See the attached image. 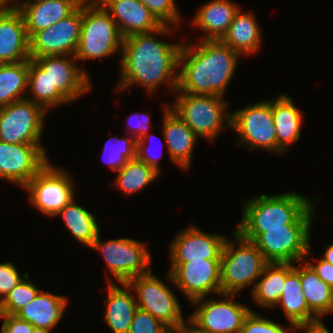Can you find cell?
Listing matches in <instances>:
<instances>
[{"instance_id":"obj_1","label":"cell","mask_w":333,"mask_h":333,"mask_svg":"<svg viewBox=\"0 0 333 333\" xmlns=\"http://www.w3.org/2000/svg\"><path fill=\"white\" fill-rule=\"evenodd\" d=\"M170 27V25H163L155 32L134 34L123 39L120 55L122 56L121 76L117 90L129 89L137 84L142 85L149 94H152L164 82L170 84L171 91L177 90L178 70L176 69L179 68L183 42L167 43L153 35L170 33L172 31Z\"/></svg>"},{"instance_id":"obj_2","label":"cell","mask_w":333,"mask_h":333,"mask_svg":"<svg viewBox=\"0 0 333 333\" xmlns=\"http://www.w3.org/2000/svg\"><path fill=\"white\" fill-rule=\"evenodd\" d=\"M199 42L183 43L176 92L223 97L240 54L221 40Z\"/></svg>"},{"instance_id":"obj_3","label":"cell","mask_w":333,"mask_h":333,"mask_svg":"<svg viewBox=\"0 0 333 333\" xmlns=\"http://www.w3.org/2000/svg\"><path fill=\"white\" fill-rule=\"evenodd\" d=\"M312 201L314 198L309 200L294 191L243 201V217L235 232L253 242L266 229L311 228L315 211Z\"/></svg>"},{"instance_id":"obj_4","label":"cell","mask_w":333,"mask_h":333,"mask_svg":"<svg viewBox=\"0 0 333 333\" xmlns=\"http://www.w3.org/2000/svg\"><path fill=\"white\" fill-rule=\"evenodd\" d=\"M123 39L116 22L97 0L82 2L81 34L75 54L78 61L101 59L117 50L121 55Z\"/></svg>"},{"instance_id":"obj_5","label":"cell","mask_w":333,"mask_h":333,"mask_svg":"<svg viewBox=\"0 0 333 333\" xmlns=\"http://www.w3.org/2000/svg\"><path fill=\"white\" fill-rule=\"evenodd\" d=\"M237 247L226 238L221 252V292L237 294L254 284L268 264L256 245L233 232Z\"/></svg>"},{"instance_id":"obj_6","label":"cell","mask_w":333,"mask_h":333,"mask_svg":"<svg viewBox=\"0 0 333 333\" xmlns=\"http://www.w3.org/2000/svg\"><path fill=\"white\" fill-rule=\"evenodd\" d=\"M173 110L198 137L213 141L224 128L231 127V113L222 96L176 92ZM179 93V94H178Z\"/></svg>"},{"instance_id":"obj_7","label":"cell","mask_w":333,"mask_h":333,"mask_svg":"<svg viewBox=\"0 0 333 333\" xmlns=\"http://www.w3.org/2000/svg\"><path fill=\"white\" fill-rule=\"evenodd\" d=\"M220 295L225 299L218 301L199 298L191 302L197 306L187 323L194 333H241L245 317L251 309L237 303L233 299L236 294Z\"/></svg>"},{"instance_id":"obj_8","label":"cell","mask_w":333,"mask_h":333,"mask_svg":"<svg viewBox=\"0 0 333 333\" xmlns=\"http://www.w3.org/2000/svg\"><path fill=\"white\" fill-rule=\"evenodd\" d=\"M128 284L137 293L135 295L139 309L159 319L170 330L188 327L178 299L161 279L151 273V270L132 278Z\"/></svg>"},{"instance_id":"obj_9","label":"cell","mask_w":333,"mask_h":333,"mask_svg":"<svg viewBox=\"0 0 333 333\" xmlns=\"http://www.w3.org/2000/svg\"><path fill=\"white\" fill-rule=\"evenodd\" d=\"M66 172L48 162L23 187L29 191V202L43 215L54 217L75 199L73 179Z\"/></svg>"},{"instance_id":"obj_10","label":"cell","mask_w":333,"mask_h":333,"mask_svg":"<svg viewBox=\"0 0 333 333\" xmlns=\"http://www.w3.org/2000/svg\"><path fill=\"white\" fill-rule=\"evenodd\" d=\"M89 248L103 254L108 270L120 284L128 283L132 278L151 270L150 253L145 244L135 239L122 237L102 241L98 234Z\"/></svg>"},{"instance_id":"obj_11","label":"cell","mask_w":333,"mask_h":333,"mask_svg":"<svg viewBox=\"0 0 333 333\" xmlns=\"http://www.w3.org/2000/svg\"><path fill=\"white\" fill-rule=\"evenodd\" d=\"M231 129L240 136L238 144L248 149L277 153V135L272 115V99L247 105L231 113Z\"/></svg>"},{"instance_id":"obj_12","label":"cell","mask_w":333,"mask_h":333,"mask_svg":"<svg viewBox=\"0 0 333 333\" xmlns=\"http://www.w3.org/2000/svg\"><path fill=\"white\" fill-rule=\"evenodd\" d=\"M47 111L28 99L0 108V141L12 144H41Z\"/></svg>"},{"instance_id":"obj_13","label":"cell","mask_w":333,"mask_h":333,"mask_svg":"<svg viewBox=\"0 0 333 333\" xmlns=\"http://www.w3.org/2000/svg\"><path fill=\"white\" fill-rule=\"evenodd\" d=\"M167 272L168 280L193 302L205 298L210 293L221 292V259L192 260L190 262H171Z\"/></svg>"},{"instance_id":"obj_14","label":"cell","mask_w":333,"mask_h":333,"mask_svg":"<svg viewBox=\"0 0 333 333\" xmlns=\"http://www.w3.org/2000/svg\"><path fill=\"white\" fill-rule=\"evenodd\" d=\"M82 26V3L68 17L29 37L30 58L73 55L78 49Z\"/></svg>"},{"instance_id":"obj_15","label":"cell","mask_w":333,"mask_h":333,"mask_svg":"<svg viewBox=\"0 0 333 333\" xmlns=\"http://www.w3.org/2000/svg\"><path fill=\"white\" fill-rule=\"evenodd\" d=\"M311 228L266 229L253 243L268 263H296L310 251Z\"/></svg>"},{"instance_id":"obj_16","label":"cell","mask_w":333,"mask_h":333,"mask_svg":"<svg viewBox=\"0 0 333 333\" xmlns=\"http://www.w3.org/2000/svg\"><path fill=\"white\" fill-rule=\"evenodd\" d=\"M48 163L40 144L0 141V178L24 187Z\"/></svg>"},{"instance_id":"obj_17","label":"cell","mask_w":333,"mask_h":333,"mask_svg":"<svg viewBox=\"0 0 333 333\" xmlns=\"http://www.w3.org/2000/svg\"><path fill=\"white\" fill-rule=\"evenodd\" d=\"M68 56H42L33 60L47 73L51 84L72 102L86 94L91 89V83L89 75L76 65L75 56Z\"/></svg>"},{"instance_id":"obj_18","label":"cell","mask_w":333,"mask_h":333,"mask_svg":"<svg viewBox=\"0 0 333 333\" xmlns=\"http://www.w3.org/2000/svg\"><path fill=\"white\" fill-rule=\"evenodd\" d=\"M226 236L204 233L196 226L181 231L169 244L170 262L221 259Z\"/></svg>"},{"instance_id":"obj_19","label":"cell","mask_w":333,"mask_h":333,"mask_svg":"<svg viewBox=\"0 0 333 333\" xmlns=\"http://www.w3.org/2000/svg\"><path fill=\"white\" fill-rule=\"evenodd\" d=\"M116 22L126 38L134 34L151 33L163 24L140 0H97Z\"/></svg>"},{"instance_id":"obj_20","label":"cell","mask_w":333,"mask_h":333,"mask_svg":"<svg viewBox=\"0 0 333 333\" xmlns=\"http://www.w3.org/2000/svg\"><path fill=\"white\" fill-rule=\"evenodd\" d=\"M162 127L164 140L171 161L180 168L188 170L198 136L170 109L169 105L164 106Z\"/></svg>"},{"instance_id":"obj_21","label":"cell","mask_w":333,"mask_h":333,"mask_svg":"<svg viewBox=\"0 0 333 333\" xmlns=\"http://www.w3.org/2000/svg\"><path fill=\"white\" fill-rule=\"evenodd\" d=\"M30 59L29 36L19 10L0 14V64Z\"/></svg>"},{"instance_id":"obj_22","label":"cell","mask_w":333,"mask_h":333,"mask_svg":"<svg viewBox=\"0 0 333 333\" xmlns=\"http://www.w3.org/2000/svg\"><path fill=\"white\" fill-rule=\"evenodd\" d=\"M107 299L104 320L113 333H129L135 311L138 309L136 296L128 283H121L120 288L107 280Z\"/></svg>"},{"instance_id":"obj_23","label":"cell","mask_w":333,"mask_h":333,"mask_svg":"<svg viewBox=\"0 0 333 333\" xmlns=\"http://www.w3.org/2000/svg\"><path fill=\"white\" fill-rule=\"evenodd\" d=\"M280 305L285 317L293 328L316 325L322 322L310 309L302 293L300 282V267L287 275L283 293L276 306Z\"/></svg>"},{"instance_id":"obj_24","label":"cell","mask_w":333,"mask_h":333,"mask_svg":"<svg viewBox=\"0 0 333 333\" xmlns=\"http://www.w3.org/2000/svg\"><path fill=\"white\" fill-rule=\"evenodd\" d=\"M84 0H48L33 2L19 11L25 21L28 36L44 30L72 14Z\"/></svg>"},{"instance_id":"obj_25","label":"cell","mask_w":333,"mask_h":333,"mask_svg":"<svg viewBox=\"0 0 333 333\" xmlns=\"http://www.w3.org/2000/svg\"><path fill=\"white\" fill-rule=\"evenodd\" d=\"M239 9L232 0H211L197 10L192 24L204 31L202 40H221Z\"/></svg>"},{"instance_id":"obj_26","label":"cell","mask_w":333,"mask_h":333,"mask_svg":"<svg viewBox=\"0 0 333 333\" xmlns=\"http://www.w3.org/2000/svg\"><path fill=\"white\" fill-rule=\"evenodd\" d=\"M68 300L64 296L40 291L28 304L15 315L34 327L51 330L62 320Z\"/></svg>"},{"instance_id":"obj_27","label":"cell","mask_w":333,"mask_h":333,"mask_svg":"<svg viewBox=\"0 0 333 333\" xmlns=\"http://www.w3.org/2000/svg\"><path fill=\"white\" fill-rule=\"evenodd\" d=\"M272 115L277 135V153L281 155L288 151L287 146L299 140L303 116L292 98L286 94L272 99Z\"/></svg>"},{"instance_id":"obj_28","label":"cell","mask_w":333,"mask_h":333,"mask_svg":"<svg viewBox=\"0 0 333 333\" xmlns=\"http://www.w3.org/2000/svg\"><path fill=\"white\" fill-rule=\"evenodd\" d=\"M261 37V30L254 14L244 13L240 8L221 41L245 56L258 51Z\"/></svg>"},{"instance_id":"obj_29","label":"cell","mask_w":333,"mask_h":333,"mask_svg":"<svg viewBox=\"0 0 333 333\" xmlns=\"http://www.w3.org/2000/svg\"><path fill=\"white\" fill-rule=\"evenodd\" d=\"M293 269V263H268L260 276L262 279L251 292L253 301L262 308H274L283 293L286 277Z\"/></svg>"},{"instance_id":"obj_30","label":"cell","mask_w":333,"mask_h":333,"mask_svg":"<svg viewBox=\"0 0 333 333\" xmlns=\"http://www.w3.org/2000/svg\"><path fill=\"white\" fill-rule=\"evenodd\" d=\"M300 267L302 293L309 309L319 318L330 313L333 304V288L321 280L304 260Z\"/></svg>"},{"instance_id":"obj_31","label":"cell","mask_w":333,"mask_h":333,"mask_svg":"<svg viewBox=\"0 0 333 333\" xmlns=\"http://www.w3.org/2000/svg\"><path fill=\"white\" fill-rule=\"evenodd\" d=\"M29 60L0 64V108L26 99Z\"/></svg>"},{"instance_id":"obj_32","label":"cell","mask_w":333,"mask_h":333,"mask_svg":"<svg viewBox=\"0 0 333 333\" xmlns=\"http://www.w3.org/2000/svg\"><path fill=\"white\" fill-rule=\"evenodd\" d=\"M74 201L73 199L56 216H61L72 236L89 248L100 233L99 226L95 216Z\"/></svg>"},{"instance_id":"obj_33","label":"cell","mask_w":333,"mask_h":333,"mask_svg":"<svg viewBox=\"0 0 333 333\" xmlns=\"http://www.w3.org/2000/svg\"><path fill=\"white\" fill-rule=\"evenodd\" d=\"M28 89L33 98H26L42 106L46 111L69 101L52 85L47 73L33 60L29 59Z\"/></svg>"},{"instance_id":"obj_34","label":"cell","mask_w":333,"mask_h":333,"mask_svg":"<svg viewBox=\"0 0 333 333\" xmlns=\"http://www.w3.org/2000/svg\"><path fill=\"white\" fill-rule=\"evenodd\" d=\"M159 174L154 168L135 158L117 172L114 183L126 195H131L152 183Z\"/></svg>"},{"instance_id":"obj_35","label":"cell","mask_w":333,"mask_h":333,"mask_svg":"<svg viewBox=\"0 0 333 333\" xmlns=\"http://www.w3.org/2000/svg\"><path fill=\"white\" fill-rule=\"evenodd\" d=\"M111 141H113V144ZM136 147L137 140L132 136L127 139L113 137L105 143L102 155L103 158L107 159L105 163L113 171L118 172L129 160L136 158Z\"/></svg>"},{"instance_id":"obj_36","label":"cell","mask_w":333,"mask_h":333,"mask_svg":"<svg viewBox=\"0 0 333 333\" xmlns=\"http://www.w3.org/2000/svg\"><path fill=\"white\" fill-rule=\"evenodd\" d=\"M27 274L6 297L0 301V313L16 314L23 306L31 302L41 291L34 283L29 282Z\"/></svg>"},{"instance_id":"obj_37","label":"cell","mask_w":333,"mask_h":333,"mask_svg":"<svg viewBox=\"0 0 333 333\" xmlns=\"http://www.w3.org/2000/svg\"><path fill=\"white\" fill-rule=\"evenodd\" d=\"M294 328L287 326L285 329L281 324H277L254 311L245 317L241 333H291Z\"/></svg>"},{"instance_id":"obj_38","label":"cell","mask_w":333,"mask_h":333,"mask_svg":"<svg viewBox=\"0 0 333 333\" xmlns=\"http://www.w3.org/2000/svg\"><path fill=\"white\" fill-rule=\"evenodd\" d=\"M163 25H178L181 17L175 0H140Z\"/></svg>"},{"instance_id":"obj_39","label":"cell","mask_w":333,"mask_h":333,"mask_svg":"<svg viewBox=\"0 0 333 333\" xmlns=\"http://www.w3.org/2000/svg\"><path fill=\"white\" fill-rule=\"evenodd\" d=\"M170 329L150 313L137 309L129 333H168Z\"/></svg>"},{"instance_id":"obj_40","label":"cell","mask_w":333,"mask_h":333,"mask_svg":"<svg viewBox=\"0 0 333 333\" xmlns=\"http://www.w3.org/2000/svg\"><path fill=\"white\" fill-rule=\"evenodd\" d=\"M22 276L12 262L0 263V301L27 275Z\"/></svg>"},{"instance_id":"obj_41","label":"cell","mask_w":333,"mask_h":333,"mask_svg":"<svg viewBox=\"0 0 333 333\" xmlns=\"http://www.w3.org/2000/svg\"><path fill=\"white\" fill-rule=\"evenodd\" d=\"M3 320L1 330L3 333H32L34 326L19 318L15 314L0 313Z\"/></svg>"},{"instance_id":"obj_42","label":"cell","mask_w":333,"mask_h":333,"mask_svg":"<svg viewBox=\"0 0 333 333\" xmlns=\"http://www.w3.org/2000/svg\"><path fill=\"white\" fill-rule=\"evenodd\" d=\"M153 134L150 135V133L144 135L139 140H137V147H136V158L148 166L154 168L157 172L161 173L160 167H159V156H156L149 151V149L145 147L146 144H148V139L151 138ZM147 140V141H146Z\"/></svg>"},{"instance_id":"obj_43","label":"cell","mask_w":333,"mask_h":333,"mask_svg":"<svg viewBox=\"0 0 333 333\" xmlns=\"http://www.w3.org/2000/svg\"><path fill=\"white\" fill-rule=\"evenodd\" d=\"M128 122L130 123L129 125L131 126H127L130 130L129 135H132V137H134L136 140H139L141 137H143L144 135L148 134V130H150V116H148V114L146 115L145 113H135L133 114V116L131 115L128 118ZM137 119V120H136ZM135 125H132L134 124ZM132 123V124H131Z\"/></svg>"},{"instance_id":"obj_44","label":"cell","mask_w":333,"mask_h":333,"mask_svg":"<svg viewBox=\"0 0 333 333\" xmlns=\"http://www.w3.org/2000/svg\"><path fill=\"white\" fill-rule=\"evenodd\" d=\"M305 260L317 273V276L333 288V265L322 258L317 260V264H312L311 261H307V258Z\"/></svg>"},{"instance_id":"obj_45","label":"cell","mask_w":333,"mask_h":333,"mask_svg":"<svg viewBox=\"0 0 333 333\" xmlns=\"http://www.w3.org/2000/svg\"><path fill=\"white\" fill-rule=\"evenodd\" d=\"M296 329L304 330L305 333H330L329 329H327V327H325L323 322L316 324V325L301 326V327L294 328L295 331H297Z\"/></svg>"},{"instance_id":"obj_46","label":"cell","mask_w":333,"mask_h":333,"mask_svg":"<svg viewBox=\"0 0 333 333\" xmlns=\"http://www.w3.org/2000/svg\"><path fill=\"white\" fill-rule=\"evenodd\" d=\"M323 256V260L330 262L333 265V243L331 245H328L327 249H325V253Z\"/></svg>"},{"instance_id":"obj_47","label":"cell","mask_w":333,"mask_h":333,"mask_svg":"<svg viewBox=\"0 0 333 333\" xmlns=\"http://www.w3.org/2000/svg\"><path fill=\"white\" fill-rule=\"evenodd\" d=\"M11 1V0H9ZM39 1H48V0H24L21 3H15V4H10V6L12 7L13 10H20L23 6L33 3V2H39Z\"/></svg>"},{"instance_id":"obj_48","label":"cell","mask_w":333,"mask_h":333,"mask_svg":"<svg viewBox=\"0 0 333 333\" xmlns=\"http://www.w3.org/2000/svg\"><path fill=\"white\" fill-rule=\"evenodd\" d=\"M9 4V0H0V14L12 10V7L8 6Z\"/></svg>"},{"instance_id":"obj_49","label":"cell","mask_w":333,"mask_h":333,"mask_svg":"<svg viewBox=\"0 0 333 333\" xmlns=\"http://www.w3.org/2000/svg\"><path fill=\"white\" fill-rule=\"evenodd\" d=\"M168 333H194L189 327L180 330H170Z\"/></svg>"},{"instance_id":"obj_50","label":"cell","mask_w":333,"mask_h":333,"mask_svg":"<svg viewBox=\"0 0 333 333\" xmlns=\"http://www.w3.org/2000/svg\"><path fill=\"white\" fill-rule=\"evenodd\" d=\"M51 330H46L38 327H34L32 333H50Z\"/></svg>"},{"instance_id":"obj_51","label":"cell","mask_w":333,"mask_h":333,"mask_svg":"<svg viewBox=\"0 0 333 333\" xmlns=\"http://www.w3.org/2000/svg\"><path fill=\"white\" fill-rule=\"evenodd\" d=\"M333 312V304H332V308H331V310H330V313H332Z\"/></svg>"}]
</instances>
